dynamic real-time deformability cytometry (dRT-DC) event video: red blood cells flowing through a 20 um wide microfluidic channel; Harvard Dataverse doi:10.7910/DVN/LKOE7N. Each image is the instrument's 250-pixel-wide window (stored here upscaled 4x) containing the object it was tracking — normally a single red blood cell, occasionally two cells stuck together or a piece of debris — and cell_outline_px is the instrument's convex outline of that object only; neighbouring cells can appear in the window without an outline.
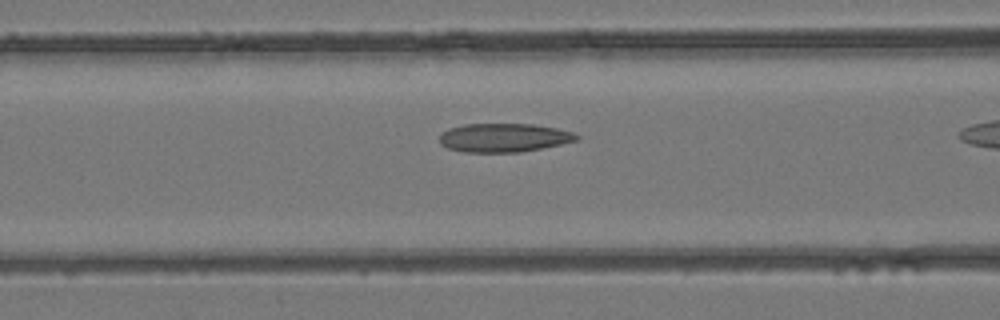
{"species": "common noctule bat (a hibernating species)", "species_latin": "Nyctalus noctula", "temperature_condition": "room temperature", "stored_images_in_passage": 15, "camera_frame_rate_fps": 3000, "um_per_image_px": 0.085, "animal": {"sex": "female", "body_mass_g": 24.6, "forearm_length_mm": 56.2}, "frame": {"image": 1, "passage_image": 13, "time_ms": 4.0, "image_size_px": [1000, 320], "cell_outline_px": [[580, 140], [520, 152], [464, 152], [448, 148], [440, 144], [440, 136], [448, 128], [464, 124], [532, 124], [556, 128], [576, 132], [580, 136]], "centroid_in_image_um": [42.86, 11.7], "position_along_channel_um": 123.7, "area_um2": 22.95}}